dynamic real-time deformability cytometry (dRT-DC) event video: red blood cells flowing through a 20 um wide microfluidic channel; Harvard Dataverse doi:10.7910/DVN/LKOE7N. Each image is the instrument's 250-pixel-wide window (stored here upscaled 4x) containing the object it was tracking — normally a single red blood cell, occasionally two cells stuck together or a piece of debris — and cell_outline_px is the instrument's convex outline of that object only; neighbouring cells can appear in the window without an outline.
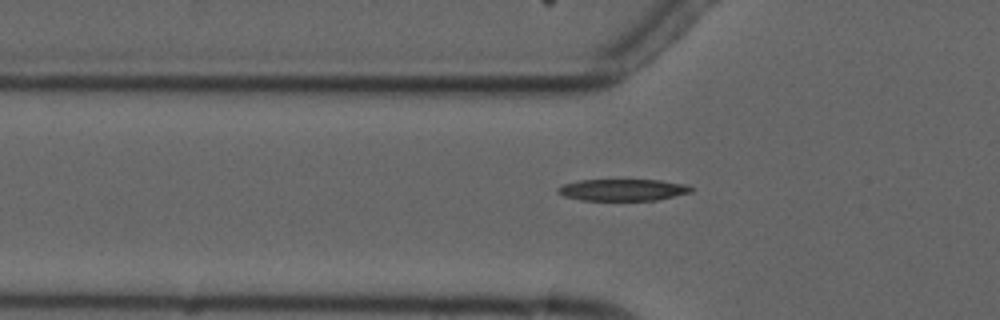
{"species": "common noctule bat (a hibernating species)", "species_latin": "Nyctalus noctula", "temperature_condition": "cold", "stored_images_in_passage": 4, "camera_frame_rate_fps": 3000, "um_per_image_px": 0.085, "animal": {"sex": "male", "forearm_length_mm": 52.5}, "frame": {"image": 1, "passage_image": 4, "time_ms": 4.667, "image_size_px": [1000, 320], "cell_outline_px": [[692, 192], [656, 200], [580, 200], [564, 196], [556, 192], [556, 188], [564, 184], [580, 180], [660, 180], [684, 184], [692, 188]], "centroid_in_image_um": [52.89, 16.14], "position_along_channel_um": 72.9, "area_um2": 16.76}}